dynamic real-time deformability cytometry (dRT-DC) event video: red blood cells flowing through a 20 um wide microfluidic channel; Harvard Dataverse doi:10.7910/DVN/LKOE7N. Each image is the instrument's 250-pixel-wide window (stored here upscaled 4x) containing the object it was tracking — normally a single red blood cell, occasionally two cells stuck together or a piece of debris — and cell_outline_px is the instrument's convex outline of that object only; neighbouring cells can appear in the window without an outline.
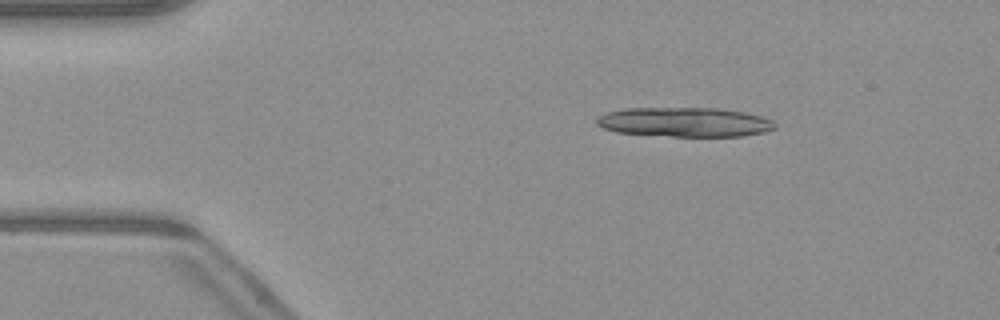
{"species": "common noctule bat (a hibernating species)", "species_latin": "Nyctalus noctula", "temperature_condition": "warm", "stored_images_in_passage": 18, "camera_frame_rate_fps": 3000, "um_per_image_px": 0.085, "animal": {"sex": "male", "body_mass_g": 23.1, "forearm_length_mm": 52.7}, "frame": {"image": 1, "passage_image": 8, "time_ms": 2.333, "image_size_px": [1000, 320], "cell_outline_px": [[776, 128], [764, 132], [744, 136], [672, 136], [616, 132], [604, 128], [596, 124], [596, 120], [600, 116], [608, 112], [624, 108], [720, 108], [744, 112], [764, 116], [772, 120], [776, 124]], "centroid_in_image_um": [58.25, 10.37], "position_along_channel_um": 26.8, "area_um2": 30.63}}